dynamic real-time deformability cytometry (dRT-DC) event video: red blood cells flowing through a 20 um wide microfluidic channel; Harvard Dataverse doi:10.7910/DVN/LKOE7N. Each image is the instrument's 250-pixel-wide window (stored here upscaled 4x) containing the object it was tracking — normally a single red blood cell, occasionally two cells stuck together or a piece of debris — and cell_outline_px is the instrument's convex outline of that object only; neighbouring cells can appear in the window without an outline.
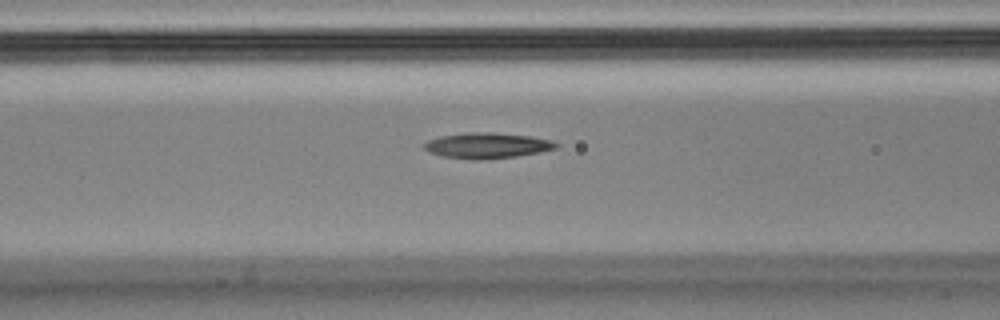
{"species": "Egyptian fruit bat (a non-hibernating species)", "species_latin": "Rousettus aegyptiacus", "temperature_condition": "cold", "stored_images_in_passage": 6, "segment_of_instrument_passage": [2, 2], "camera_frame_rate_fps": 3000, "um_per_image_px": 0.085, "animal": {"sex": "male"}, "frame": {"image": 1, "passage_image": 6, "time_ms": 1.667, "image_size_px": [1000, 320], "cell_outline_px": [[560, 148], [540, 152], [516, 156], [480, 160], [476, 160], [440, 156], [428, 152], [420, 144], [428, 140], [440, 136], [468, 132], [488, 132], [532, 136], [552, 140], [560, 144]], "centroid_in_image_um": [41.4, 12.37], "position_along_channel_um": 125.2, "area_um2": 20.0}}